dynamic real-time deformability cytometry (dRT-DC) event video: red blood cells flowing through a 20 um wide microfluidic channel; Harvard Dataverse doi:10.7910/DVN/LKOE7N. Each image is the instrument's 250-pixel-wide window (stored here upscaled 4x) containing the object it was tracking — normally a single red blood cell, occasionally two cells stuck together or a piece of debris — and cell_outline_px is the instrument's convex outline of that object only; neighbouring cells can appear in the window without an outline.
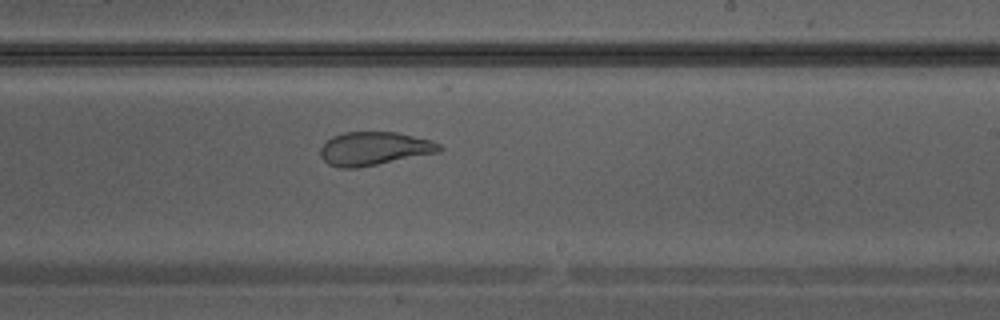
{"species": "Egyptian fruit bat (a non-hibernating species)", "species_latin": "Rousettus aegyptiacus", "temperature_condition": "warm", "stored_images_in_passage": 27, "camera_frame_rate_fps": 3000, "um_per_image_px": 0.085, "animal": {"sex": "male"}, "frame": {"image": 1, "passage_image": 12, "time_ms": 3.667, "image_size_px": [1000, 320], "cell_outline_px": [[444, 148], [440, 152], [356, 168], [340, 168], [328, 164], [320, 156], [320, 148], [332, 136], [344, 132], [396, 132], [432, 140], [440, 144]], "centroid_in_image_um": [31.81, 12.63], "position_along_channel_um": 257.2, "area_um2": 23.18}}